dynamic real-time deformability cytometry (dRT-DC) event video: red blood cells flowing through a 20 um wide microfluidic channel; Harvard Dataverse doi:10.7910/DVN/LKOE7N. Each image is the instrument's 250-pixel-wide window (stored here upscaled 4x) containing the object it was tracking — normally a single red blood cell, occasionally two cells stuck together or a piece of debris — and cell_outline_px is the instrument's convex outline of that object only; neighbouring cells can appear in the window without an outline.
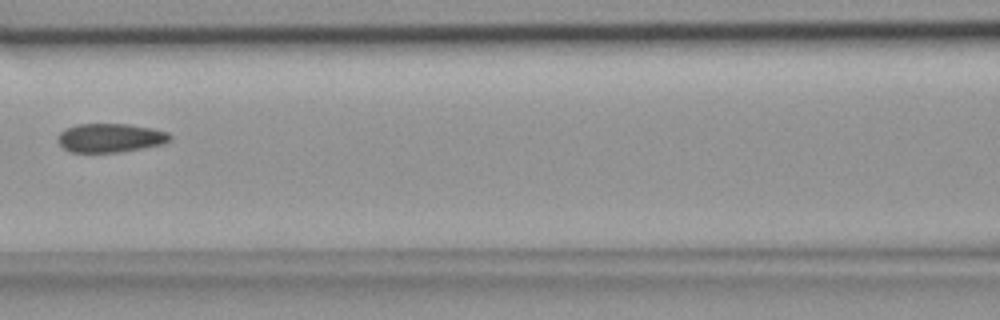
{"species": "common noctule bat (a hibernating species)", "species_latin": "Nyctalus noctula", "temperature_condition": "room temperature", "stored_images_in_passage": 7, "camera_frame_rate_fps": 3000, "um_per_image_px": 0.085, "animal": {"sex": "female", "body_mass_g": 18.4}, "frame": {"image": 1, "passage_image": 7, "time_ms": 2.0, "image_size_px": [1000, 320], "cell_outline_px": [[172, 140], [164, 144], [144, 148], [120, 152], [72, 152], [64, 148], [56, 140], [60, 132], [76, 124], [128, 124], [152, 128], [168, 132], [172, 136]], "centroid_in_image_um": [9.42, 11.72], "position_along_channel_um": 157.2, "area_um2": 18.96}}